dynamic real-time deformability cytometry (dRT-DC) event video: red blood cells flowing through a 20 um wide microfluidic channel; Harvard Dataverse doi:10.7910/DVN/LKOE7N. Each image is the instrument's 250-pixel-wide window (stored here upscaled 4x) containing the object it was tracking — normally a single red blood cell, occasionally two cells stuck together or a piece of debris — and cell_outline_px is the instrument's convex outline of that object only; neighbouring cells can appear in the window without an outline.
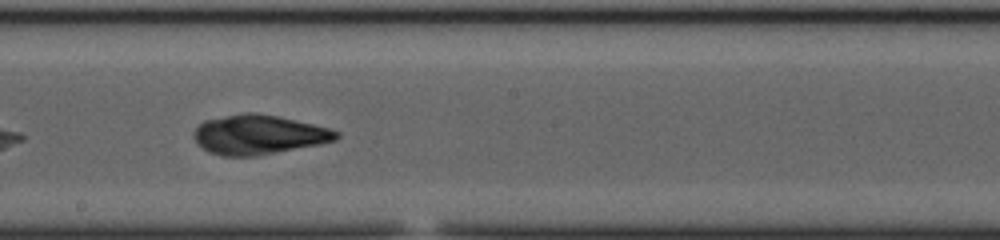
{"species": "common noctule bat (a hibernating species)", "species_latin": "Nyctalus noctula", "temperature_condition": "cold", "stored_images_in_passage": 24, "segment_of_instrument_passage": [1, 2], "camera_frame_rate_fps": 3000, "um_per_image_px": 0.085, "animal": {"sex": "female", "body_mass_g": 23.0, "forearm_length_mm": 53.4}, "frame": {"image": 1, "passage_image": 21, "time_ms": 6.667, "image_size_px": [1000, 240], "cell_outline_px": [[340, 136], [336, 140], [320, 144], [256, 156], [224, 156], [208, 152], [196, 144], [196, 128], [204, 120], [244, 112], [256, 112], [276, 116], [332, 128], [340, 132]], "centroid_in_image_um": [22.02, 11.45], "position_along_channel_um": 226.2, "area_um2": 32.71}}